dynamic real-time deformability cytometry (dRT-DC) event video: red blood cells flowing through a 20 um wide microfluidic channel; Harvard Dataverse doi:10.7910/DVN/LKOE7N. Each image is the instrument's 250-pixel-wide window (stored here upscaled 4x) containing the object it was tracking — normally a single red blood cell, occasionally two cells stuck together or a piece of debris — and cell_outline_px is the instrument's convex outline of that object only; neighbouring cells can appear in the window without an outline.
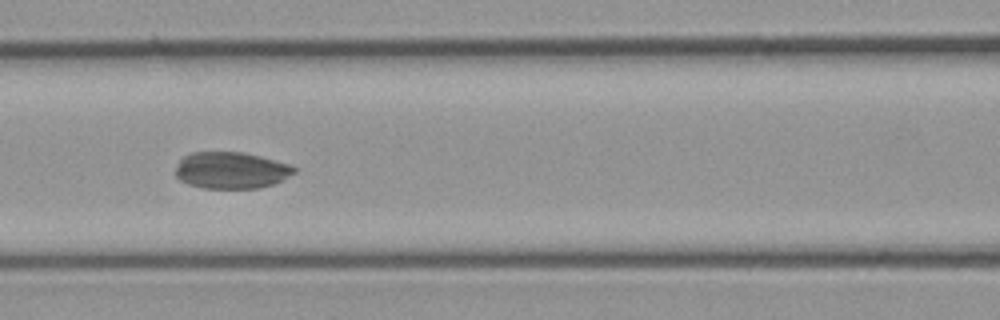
{"species": "common noctule bat (a hibernating species)", "species_latin": "Nyctalus noctula", "temperature_condition": "cold", "stored_images_in_passage": 11, "segment_of_instrument_passage": [1, 2], "camera_frame_rate_fps": 3000, "um_per_image_px": 0.085, "animal": {"sex": "male", "body_mass_g": 23.1, "forearm_length_mm": 52.7}, "frame": {"image": 1, "passage_image": 7, "time_ms": 7.0, "image_size_px": [1000, 320], "cell_outline_px": [[296, 172], [272, 184], [260, 188], [204, 188], [188, 184], [180, 180], [176, 176], [176, 164], [184, 156], [192, 152], [244, 152], [260, 156], [288, 164], [296, 168]], "centroid_in_image_um": [19.62, 14.47], "position_along_channel_um": 147.0, "area_um2": 25.2}}
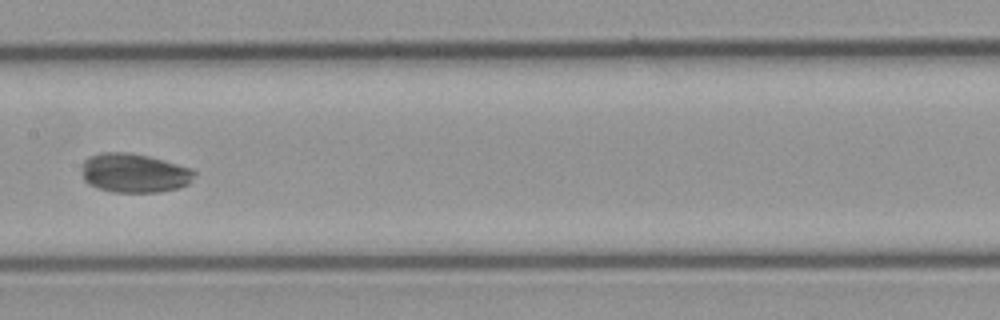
{"frame": {"image": 2, "passage_image": 8, "time_ms": 8.333, "image_size_px": [1000, 320], "cell_outline_px": [[196, 172], [188, 184], [176, 188], [156, 192], [112, 192], [96, 188], [88, 184], [84, 180], [80, 168], [80, 164], [88, 156], [100, 152], [132, 152], [164, 160], [192, 168]], "centroid_in_image_um": [11.34, 14.69], "position_along_channel_um": 196.1, "area_um2": 26.01}}
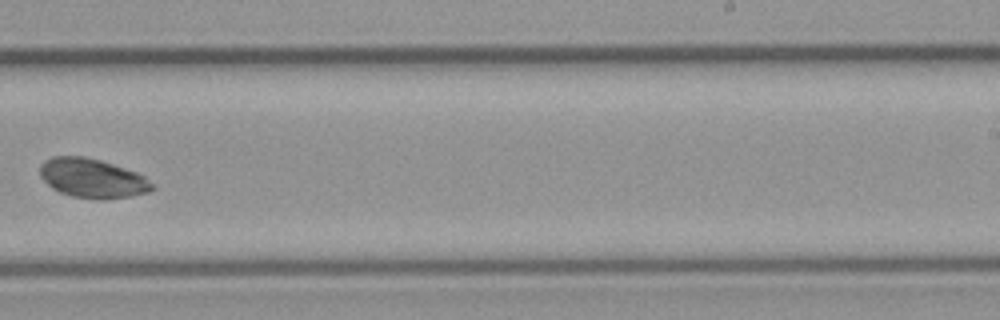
{"frame": {"image": 3, "passage_image": 10, "time_ms": 10.667, "image_size_px": [1000, 320], "cell_outline_px": [[156, 188], [148, 192], [132, 196], [104, 200], [96, 200], [72, 196], [60, 192], [52, 188], [40, 176], [40, 164], [44, 160], [52, 156], [84, 156], [100, 160], [136, 172], [144, 176]], "centroid_in_image_um": [7.84, 15.16], "position_along_channel_um": 281.2, "area_um2": 25.78}}